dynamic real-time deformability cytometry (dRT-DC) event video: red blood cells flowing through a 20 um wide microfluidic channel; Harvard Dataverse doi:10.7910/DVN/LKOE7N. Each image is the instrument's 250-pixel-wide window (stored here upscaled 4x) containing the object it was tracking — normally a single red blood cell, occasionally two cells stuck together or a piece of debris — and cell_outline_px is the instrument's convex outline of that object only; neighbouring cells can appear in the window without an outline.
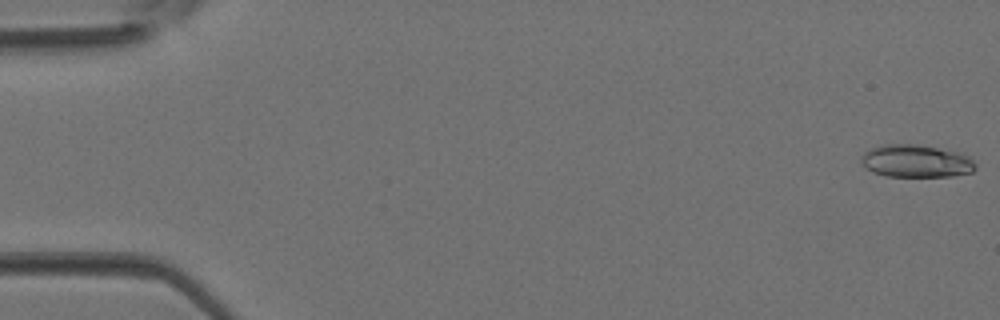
{"species": "Egyptian fruit bat (a non-hibernating species)", "species_latin": "Rousettus aegyptiacus", "temperature_condition": "room temperature", "stored_images_in_passage": 4, "camera_frame_rate_fps": 3000, "um_per_image_px": 0.085, "animal": {"sex": "female"}, "frame": {"image": 1, "passage_image": 1, "time_ms": 0.0, "image_size_px": [1000, 320], "cell_outline_px": [[976, 168], [972, 172], [952, 176], [884, 176], [872, 172], [860, 160], [860, 156], [868, 148], [884, 144], [916, 144], [956, 152], [968, 156], [976, 164]], "centroid_in_image_um": [77.83, 13.69], "position_along_channel_um": 7.2, "area_um2": 21.68}}
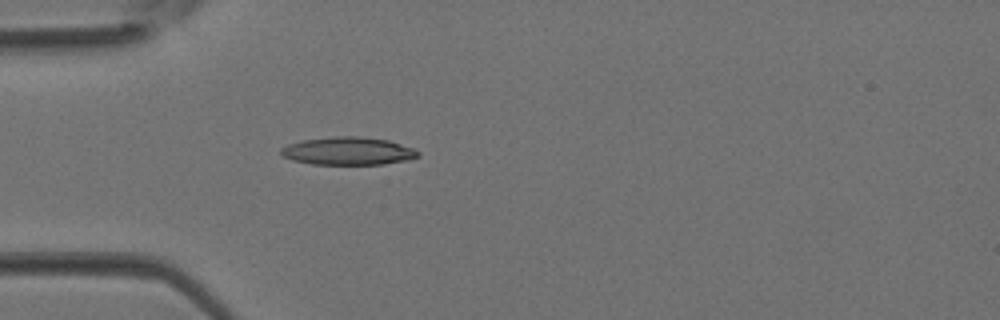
{"frame": {"image": 2, "passage_image": 4, "time_ms": 1.0, "image_size_px": [1000, 320], "cell_outline_px": [[420, 156], [408, 160], [384, 164], [312, 164], [292, 160], [284, 156], [280, 152], [280, 148], [288, 144], [304, 140], [336, 136], [356, 136], [388, 140], [416, 148], [420, 152]], "centroid_in_image_um": [29.63, 12.84], "position_along_channel_um": 55.4, "area_um2": 22.31}}